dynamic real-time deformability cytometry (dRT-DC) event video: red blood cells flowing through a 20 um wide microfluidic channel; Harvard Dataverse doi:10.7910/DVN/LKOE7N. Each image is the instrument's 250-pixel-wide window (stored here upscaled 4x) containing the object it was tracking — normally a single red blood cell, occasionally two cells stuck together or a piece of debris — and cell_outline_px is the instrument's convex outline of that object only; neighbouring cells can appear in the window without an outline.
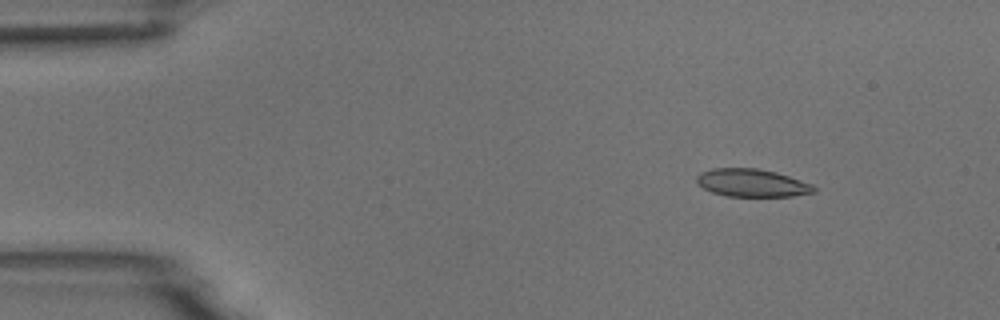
{"species": "common noctule bat (a hibernating species)", "species_latin": "Nyctalus noctula", "temperature_condition": "room temperature", "stored_images_in_passage": 54, "camera_frame_rate_fps": 3000, "um_per_image_px": 0.085, "animal": {"sex": "male", "body_mass_g": 18.8}, "frame": {"image": 1, "passage_image": 7, "time_ms": 2.0, "image_size_px": [1000, 320], "cell_outline_px": [[816, 192], [792, 196], [728, 196], [712, 192], [696, 184], [696, 176], [700, 172], [712, 168], [756, 168], [776, 172], [812, 184], [816, 188]], "centroid_in_image_um": [63.89, 15.54], "position_along_channel_um": 21.1, "area_um2": 19.02}}
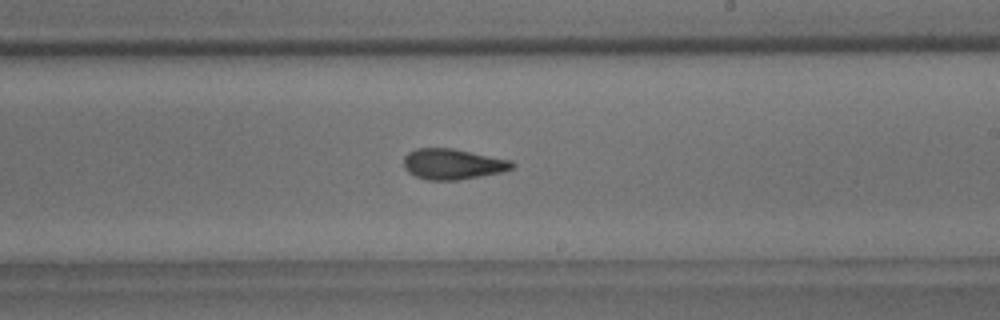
{"frame": {"image": 2, "passage_image": 32, "time_ms": 10.333, "image_size_px": [1000, 320], "cell_outline_px": [[516, 164], [512, 168], [504, 172], [460, 180], [428, 180], [416, 176], [408, 172], [404, 168], [404, 156], [408, 152], [416, 148], [452, 148], [512, 160]], "centroid_in_image_um": [38.5, 13.95], "position_along_channel_um": 250.5, "area_um2": 19.54}}
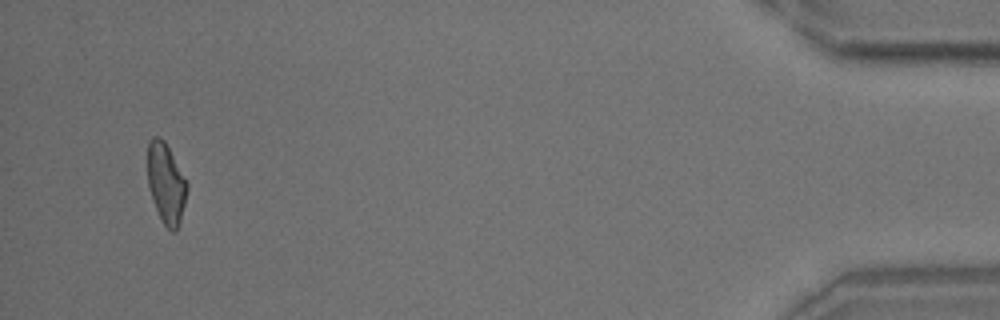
{"frame": {"image": 3, "passage_image": 52, "time_ms": 17.0, "image_size_px": [1000, 320], "cell_outline_px": [[188, 188], [180, 220], [176, 232], [172, 232], [164, 224], [152, 200], [148, 184], [148, 140], [152, 136], [160, 136], [164, 140], [188, 184]], "centroid_in_image_um": [14.1, 15.56], "position_along_channel_um": 421.1, "area_um2": 18.21}, "authors_computed_cell_mechanics": {"area_um2": 19.2763, "velocity_mm_per_s": 3.7268, "shape_relaxation_time_tau1_ms": 6.8587, "shape_relaxation_time_tau2_ms": 1.6198, "deformation_change_tau1": 0.1576, "deformation_change_tau2": 0.0852}}